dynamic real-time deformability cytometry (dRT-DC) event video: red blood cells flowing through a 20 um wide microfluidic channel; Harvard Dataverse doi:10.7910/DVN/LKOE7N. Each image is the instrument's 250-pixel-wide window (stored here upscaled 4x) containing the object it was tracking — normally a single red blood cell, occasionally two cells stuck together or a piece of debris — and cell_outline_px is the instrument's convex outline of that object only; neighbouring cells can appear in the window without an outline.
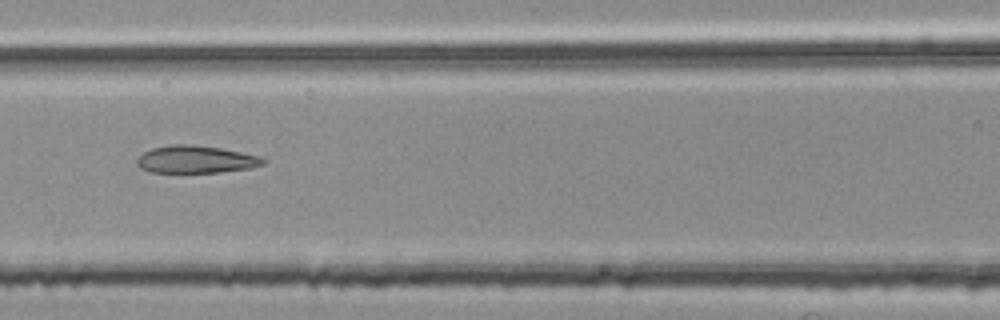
{"species": "common noctule bat (a hibernating species)", "species_latin": "Nyctalus noctula", "temperature_condition": "room temperature", "stored_images_in_passage": 7, "segment_of_instrument_passage": [2, 2], "camera_frame_rate_fps": 3000, "um_per_image_px": 0.085, "animal": {"sex": "female", "body_mass_g": 25.1}, "frame": {"image": 1, "passage_image": 6, "time_ms": 1.667, "image_size_px": [1000, 320], "cell_outline_px": [[268, 160], [264, 164], [252, 168], [220, 172], [152, 172], [140, 168], [136, 164], [136, 160], [144, 152], [152, 148], [168, 144], [192, 144], [220, 148], [260, 156]], "centroid_in_image_um": [16.66, 13.54], "position_along_channel_um": 149.9, "area_um2": 20.29}}
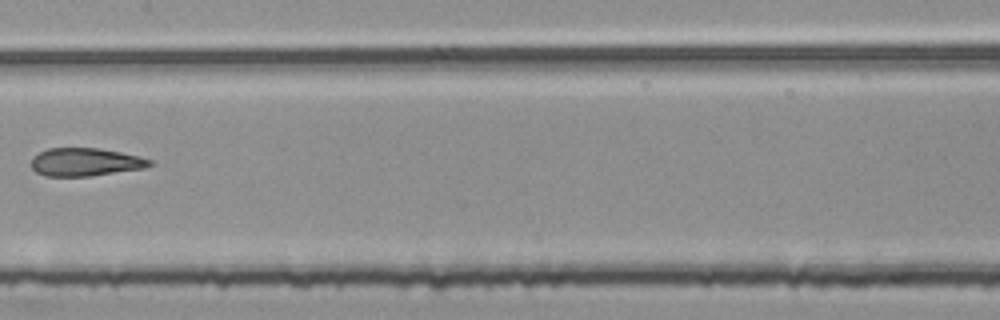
{"frame": {"image": 2, "passage_image": 7, "time_ms": 2.0, "image_size_px": [1000, 320], "cell_outline_px": [[152, 164], [144, 168], [88, 176], [44, 176], [36, 172], [32, 168], [32, 156], [48, 148], [100, 148], [140, 156], [152, 160]], "centroid_in_image_um": [7.24, 13.77], "position_along_channel_um": 200.2, "area_um2": 19.31}}